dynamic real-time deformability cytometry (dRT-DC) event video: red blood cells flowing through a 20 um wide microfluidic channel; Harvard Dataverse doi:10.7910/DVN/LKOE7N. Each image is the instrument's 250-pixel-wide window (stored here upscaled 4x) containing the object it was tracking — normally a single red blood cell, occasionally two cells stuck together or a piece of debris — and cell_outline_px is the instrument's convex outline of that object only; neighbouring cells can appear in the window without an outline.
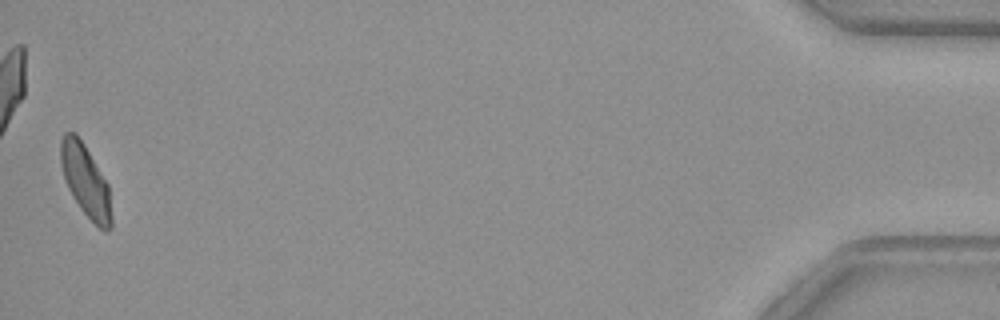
{"species": "common noctule bat (a hibernating species)", "species_latin": "Nyctalus noctula", "temperature_condition": "warm", "stored_images_in_passage": 49, "camera_frame_rate_fps": 3000, "um_per_image_px": 0.085, "animal": {"sex": "female", "body_mass_g": 29.2, "forearm_length_mm": 56.3}, "frame": {"image": 1, "passage_image": 49, "time_ms": 16.0, "image_size_px": [1000, 320], "cell_outline_px": [[112, 228], [108, 232], [104, 232], [80, 208], [72, 196], [64, 180], [60, 164], [60, 140], [64, 132], [76, 132], [84, 144], [108, 184], [112, 216]], "centroid_in_image_um": [7.26, 15.36], "position_along_channel_um": 427.9, "area_um2": 21.44}}